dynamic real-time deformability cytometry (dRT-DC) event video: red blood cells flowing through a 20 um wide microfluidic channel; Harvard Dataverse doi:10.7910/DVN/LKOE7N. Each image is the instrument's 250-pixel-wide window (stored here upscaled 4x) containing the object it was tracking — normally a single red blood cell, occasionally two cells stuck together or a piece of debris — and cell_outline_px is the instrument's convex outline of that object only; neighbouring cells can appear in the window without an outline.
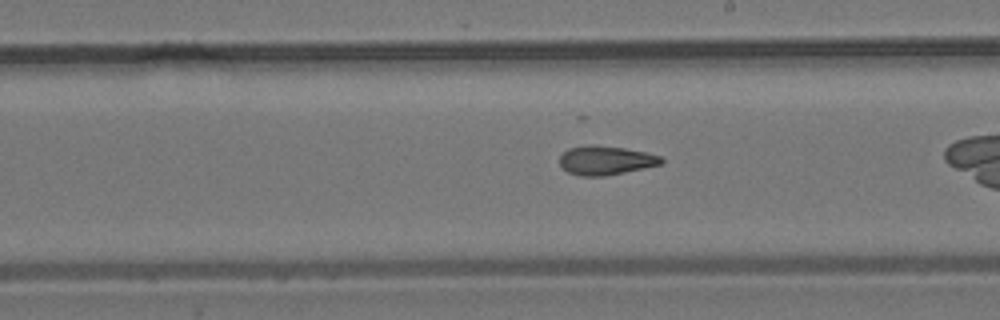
{"species": "common noctule bat (a hibernating species)", "species_latin": "Nyctalus noctula", "temperature_condition": "room temperature", "stored_images_in_passage": 39, "camera_frame_rate_fps": 3000, "um_per_image_px": 0.085, "animal": {"sex": "male", "body_mass_g": 19.2, "forearm_length_mm": 51.8}, "frame": {"image": 1, "passage_image": 28, "time_ms": 9.0, "image_size_px": [1000, 320], "cell_outline_px": [[664, 164], [604, 176], [580, 176], [568, 172], [560, 164], [560, 156], [568, 148], [588, 144], [596, 144], [624, 148], [648, 152], [660, 156], [664, 160]], "centroid_in_image_um": [51.51, 13.61], "position_along_channel_um": 237.5, "area_um2": 17.34}}